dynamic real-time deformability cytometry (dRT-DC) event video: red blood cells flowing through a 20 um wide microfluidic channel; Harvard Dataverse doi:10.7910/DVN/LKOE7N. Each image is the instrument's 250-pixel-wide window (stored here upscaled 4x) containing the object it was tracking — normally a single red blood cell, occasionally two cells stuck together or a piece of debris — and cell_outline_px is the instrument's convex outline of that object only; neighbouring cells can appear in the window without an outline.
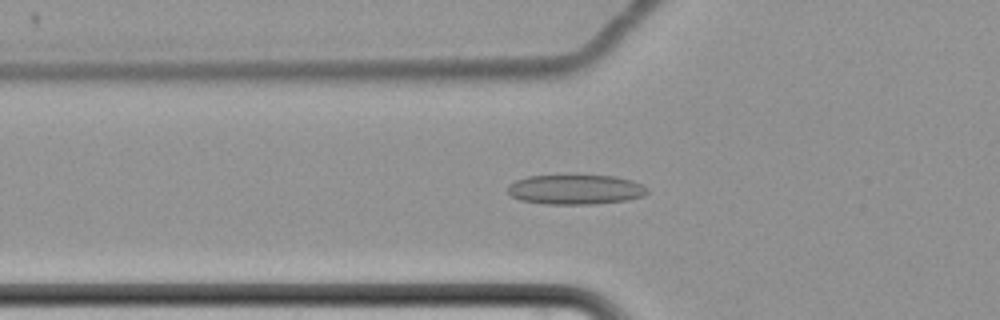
{"species": "common noctule bat (a hibernating species)", "species_latin": "Nyctalus noctula", "temperature_condition": "cold", "stored_images_in_passage": 54, "camera_frame_rate_fps": 3000, "um_per_image_px": 0.085, "animal": {"sex": "female", "body_mass_g": 22.7, "forearm_length_mm": 54.2}, "frame": {"image": 1, "passage_image": 15, "time_ms": 4.667, "image_size_px": [1000, 320], "cell_outline_px": [[648, 192], [644, 196], [628, 200], [596, 204], [544, 204], [520, 200], [512, 196], [508, 192], [508, 184], [516, 180], [528, 176], [616, 176], [632, 180], [648, 188]], "centroid_in_image_um": [48.93, 16.12], "position_along_channel_um": 76.9, "area_um2": 24.22}}
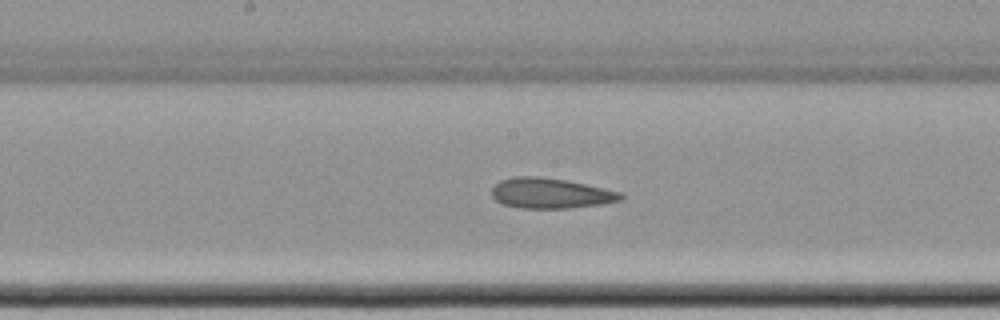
{"frame": {"image": 2, "passage_image": 26, "time_ms": 8.333, "image_size_px": [1000, 320], "cell_outline_px": [[624, 196], [620, 200], [604, 204], [564, 208], [520, 208], [504, 204], [496, 200], [492, 196], [492, 188], [500, 180], [512, 176], [540, 176], [564, 180], [584, 184], [620, 192]], "centroid_in_image_um": [46.76, 16.42], "position_along_channel_um": 201.4, "area_um2": 22.6}}
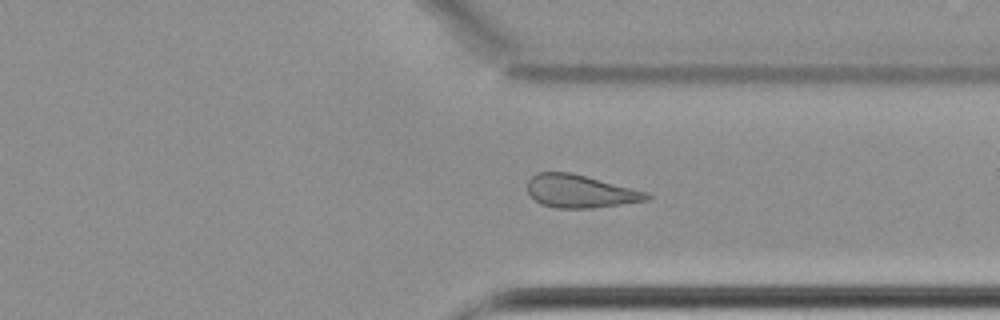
{"frame": {"image": 3, "passage_image": 40, "time_ms": 13.0, "image_size_px": [1000, 320], "cell_outline_px": [[652, 196], [648, 200], [592, 208], [556, 208], [540, 204], [528, 192], [528, 180], [536, 172], [572, 172], [648, 192]], "centroid_in_image_um": [49.31, 16.25], "position_along_channel_um": 362.1, "area_um2": 22.89}, "authors_computed_cell_mechanics": {"area_um2": 24.1026, "velocity_mm_per_s": 3.4288, "shape_relaxation_time_tau1_ms": null, "shape_relaxation_time_tau2_ms": 4.6539, "deformation_change_tau1": null, "deformation_change_tau2": 0.1389}}